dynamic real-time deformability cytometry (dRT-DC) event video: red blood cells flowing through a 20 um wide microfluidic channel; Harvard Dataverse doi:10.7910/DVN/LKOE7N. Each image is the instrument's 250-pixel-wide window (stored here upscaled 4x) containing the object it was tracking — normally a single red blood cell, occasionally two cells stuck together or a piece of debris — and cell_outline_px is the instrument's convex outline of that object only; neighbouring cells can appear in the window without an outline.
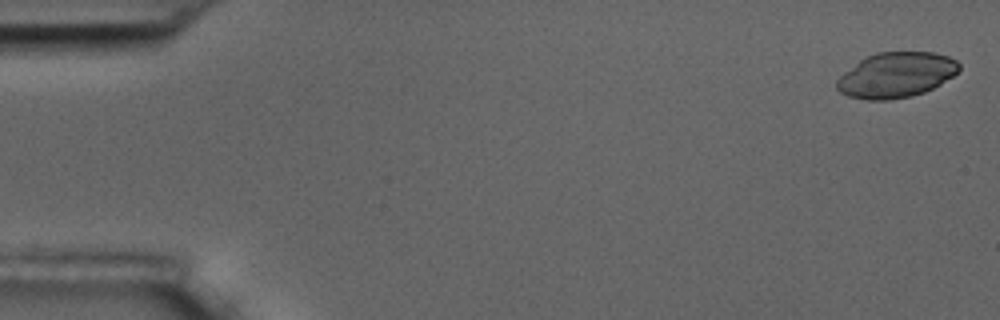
{"species": "common noctule bat (a hibernating species)", "species_latin": "Nyctalus noctula", "temperature_condition": "room temperature", "stored_images_in_passage": 4, "camera_frame_rate_fps": 3000, "um_per_image_px": 0.085, "animal": {"sex": "male", "body_mass_g": 17.5, "forearm_length_mm": 52.3}, "frame": {"image": 1, "passage_image": 1, "time_ms": 0.0, "image_size_px": [1000, 320], "cell_outline_px": [[960, 68], [952, 76], [940, 84], [924, 92], [912, 96], [888, 100], [868, 100], [848, 96], [840, 92], [836, 88], [836, 80], [844, 72], [860, 60], [876, 52], [932, 52], [948, 56], [956, 60], [960, 64]], "centroid_in_image_um": [76.16, 6.38], "position_along_channel_um": 8.8, "area_um2": 32.14}}